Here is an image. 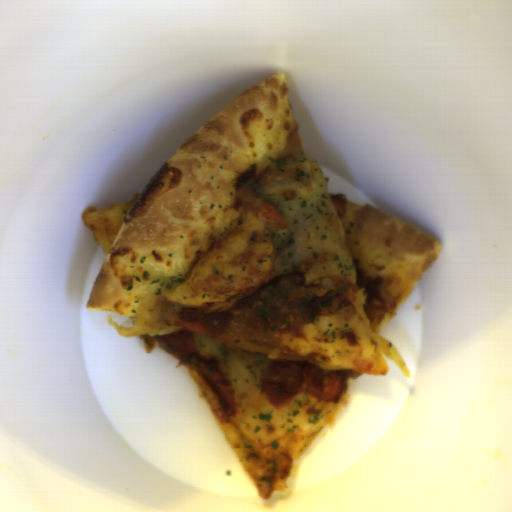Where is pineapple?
<instances>
[{
  "label": "pineapple",
  "mask_w": 512,
  "mask_h": 512,
  "mask_svg": "<svg viewBox=\"0 0 512 512\" xmlns=\"http://www.w3.org/2000/svg\"><path fill=\"white\" fill-rule=\"evenodd\" d=\"M193 346L203 359L216 360L233 393V416L254 445L266 447L286 434L310 433L325 422L320 406L303 390L284 405L270 404L261 378L274 362L264 354L226 347L203 334L194 335Z\"/></svg>",
  "instance_id": "pineapple-1"
}]
</instances>
